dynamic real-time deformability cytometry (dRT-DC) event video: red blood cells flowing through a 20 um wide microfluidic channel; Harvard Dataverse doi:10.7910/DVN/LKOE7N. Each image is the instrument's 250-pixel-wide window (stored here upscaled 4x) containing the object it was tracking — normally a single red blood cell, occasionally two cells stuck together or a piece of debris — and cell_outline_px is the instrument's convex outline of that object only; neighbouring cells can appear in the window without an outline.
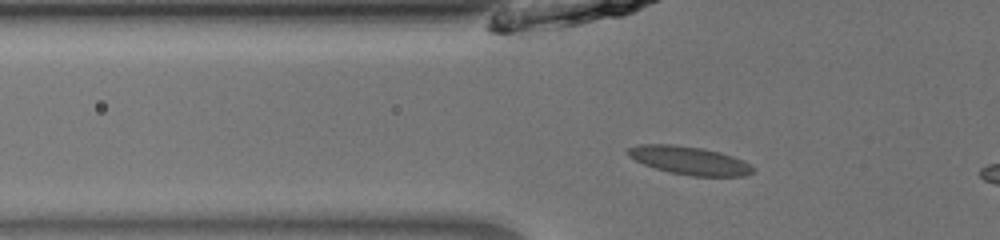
{"species": "common noctule bat (a hibernating species)", "species_latin": "Nyctalus noctula", "temperature_condition": "room temperature", "stored_images_in_passage": 48, "camera_frame_rate_fps": 3000, "um_per_image_px": 0.085, "animal": {"sex": "male", "body_mass_g": 13.0, "forearm_length_mm": 53.1}, "frame": {"image": 1, "passage_image": 19, "time_ms": 6.0, "image_size_px": [1000, 240], "cell_outline_px": [[756, 168], [752, 172], [744, 176], [692, 176], [668, 172], [644, 164], [628, 156], [628, 148], [636, 144], [672, 144], [700, 148], [720, 152], [744, 160]], "centroid_in_image_um": [58.61, 13.64], "position_along_channel_um": 67.2, "area_um2": 20.52}}
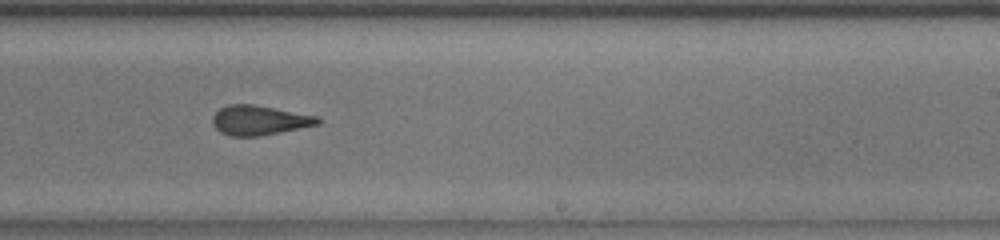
{"frame": {"image": 2, "passage_image": 34, "time_ms": 11.0, "image_size_px": [1000, 240], "cell_outline_px": [[320, 124], [260, 136], [228, 136], [220, 132], [212, 124], [212, 116], [220, 108], [228, 104], [252, 104], [320, 116]], "centroid_in_image_um": [22.03, 10.22], "position_along_channel_um": 267.0, "area_um2": 18.26}}
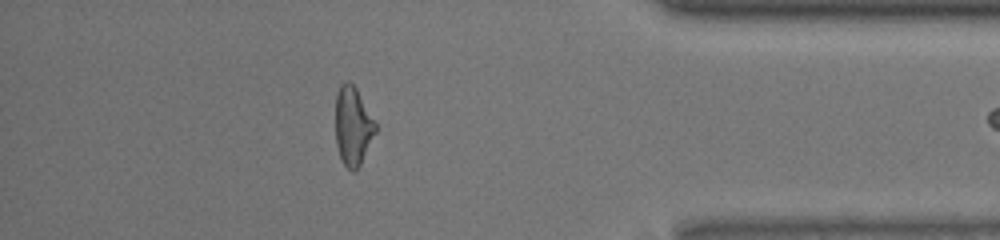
{"frame": {"image": 3, "passage_image": 46, "time_ms": 15.0, "image_size_px": [1000, 240], "cell_outline_px": [[376, 132], [356, 172], [352, 172], [340, 160], [336, 144], [336, 92], [340, 84], [344, 80], [348, 80], [356, 88], [376, 124]], "centroid_in_image_um": [29.97, 10.72], "position_along_channel_um": 405.2, "area_um2": 18.32}}